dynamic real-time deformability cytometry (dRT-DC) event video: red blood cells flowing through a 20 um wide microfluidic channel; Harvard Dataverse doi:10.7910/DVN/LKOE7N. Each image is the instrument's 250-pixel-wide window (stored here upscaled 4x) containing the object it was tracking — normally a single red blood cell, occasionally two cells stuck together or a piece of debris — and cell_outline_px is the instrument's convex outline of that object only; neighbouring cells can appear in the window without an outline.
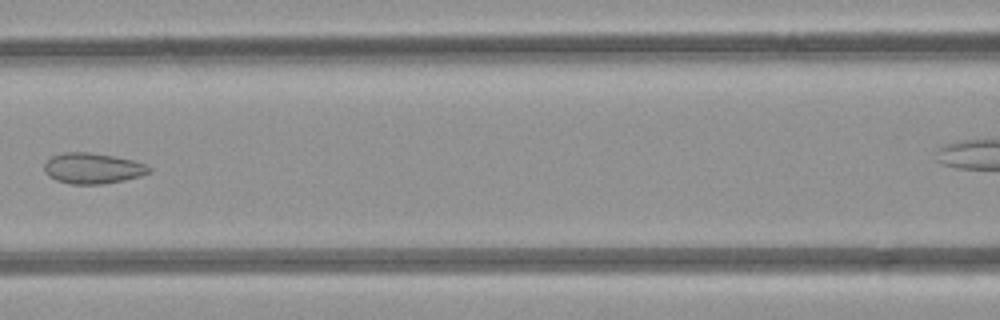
{"species": "common noctule bat (a hibernating species)", "species_latin": "Nyctalus noctula", "temperature_condition": "room temperature", "stored_images_in_passage": 6, "camera_frame_rate_fps": 3000, "um_per_image_px": 0.085, "animal": {"sex": "female", "body_mass_g": 21.9}, "frame": {"image": 1, "passage_image": 5, "time_ms": 4.667, "image_size_px": [1000, 320], "cell_outline_px": [[152, 172], [140, 176], [124, 180], [100, 184], [72, 184], [56, 180], [48, 176], [44, 172], [44, 164], [52, 156], [64, 152], [88, 152], [112, 156], [132, 160], [144, 164], [152, 168]], "centroid_in_image_um": [7.87, 14.31], "position_along_channel_um": 158.7, "area_um2": 18.67}}